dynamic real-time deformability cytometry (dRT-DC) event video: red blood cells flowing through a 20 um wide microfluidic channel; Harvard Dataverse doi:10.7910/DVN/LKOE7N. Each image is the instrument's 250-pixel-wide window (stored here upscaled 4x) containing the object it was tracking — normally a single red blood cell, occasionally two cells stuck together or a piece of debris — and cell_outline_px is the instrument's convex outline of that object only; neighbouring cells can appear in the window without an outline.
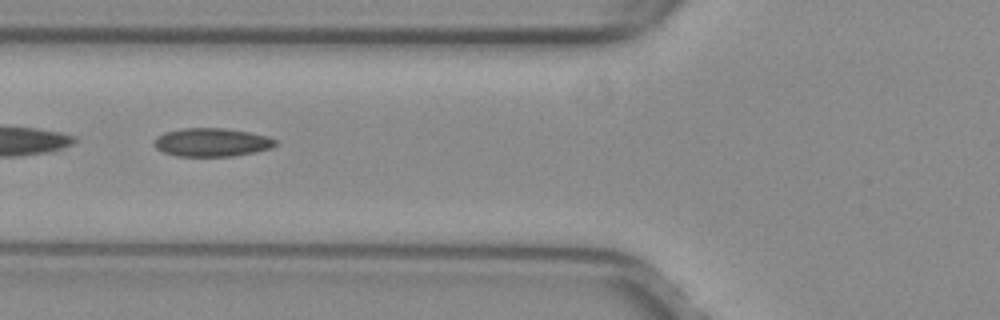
{"species": "common noctule bat (a hibernating species)", "species_latin": "Nyctalus noctula", "temperature_condition": "warm", "stored_images_in_passage": 18, "camera_frame_rate_fps": 3000, "um_per_image_px": 0.085, "animal": {"sex": "female", "body_mass_g": 29.2, "forearm_length_mm": 56.3}, "frame": {"image": 1, "passage_image": 6, "time_ms": 1.667, "image_size_px": [1000, 320], "cell_outline_px": [[280, 144], [272, 148], [256, 152], [232, 156], [176, 156], [164, 152], [156, 148], [152, 144], [156, 136], [164, 132], [184, 128], [224, 128], [248, 132], [268, 136], [276, 140]], "centroid_in_image_um": [18.01, 12.1], "position_along_channel_um": 107.8, "area_um2": 20.29}}